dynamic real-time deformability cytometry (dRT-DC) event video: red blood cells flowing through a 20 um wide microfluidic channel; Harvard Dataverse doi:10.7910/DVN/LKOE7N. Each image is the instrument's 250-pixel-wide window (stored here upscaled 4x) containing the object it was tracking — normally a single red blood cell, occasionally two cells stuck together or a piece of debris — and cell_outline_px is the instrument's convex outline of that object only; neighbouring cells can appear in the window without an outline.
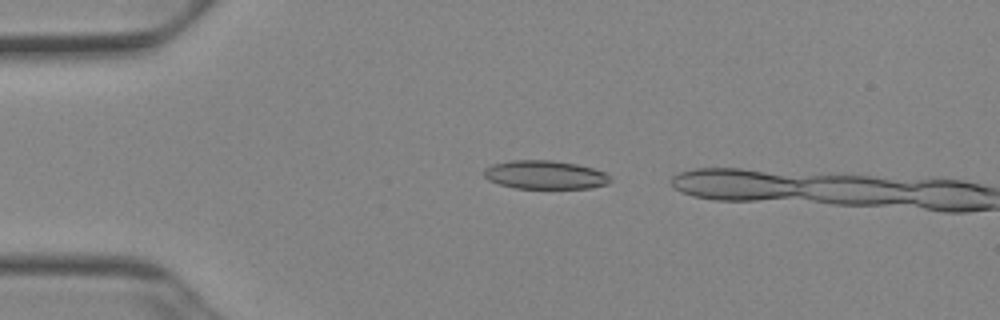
{"species": "Egyptian fruit bat (a non-hibernating species)", "species_latin": "Rousettus aegyptiacus", "temperature_condition": "cold", "stored_images_in_passage": 4, "camera_frame_rate_fps": 3000, "um_per_image_px": 0.085, "animal": {"sex": "female"}, "frame": {"image": 1, "passage_image": 2, "time_ms": 0.333, "image_size_px": [1000, 320], "cell_outline_px": [[612, 180], [608, 184], [592, 188], [516, 188], [500, 184], [488, 180], [484, 176], [484, 168], [492, 164], [512, 160], [552, 160], [576, 164], [592, 168], [604, 172]], "centroid_in_image_um": [46.32, 14.86], "position_along_channel_um": 38.7, "area_um2": 20.98}}